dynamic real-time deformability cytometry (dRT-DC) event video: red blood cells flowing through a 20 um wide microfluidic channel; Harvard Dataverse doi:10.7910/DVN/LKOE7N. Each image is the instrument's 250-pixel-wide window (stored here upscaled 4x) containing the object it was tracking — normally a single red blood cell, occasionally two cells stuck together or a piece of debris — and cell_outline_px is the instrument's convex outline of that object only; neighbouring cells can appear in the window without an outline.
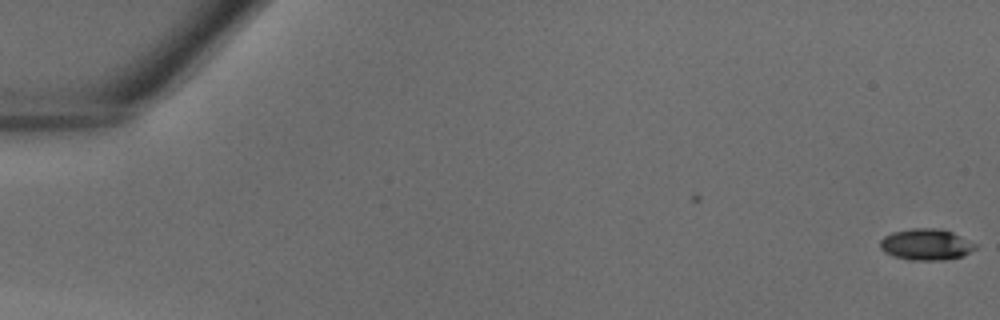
{"species": "common noctule bat (a hibernating species)", "species_latin": "Nyctalus noctula", "temperature_condition": "warm", "stored_images_in_passage": 4, "camera_frame_rate_fps": 3000, "um_per_image_px": 0.085, "animal": {"sex": "male", "body_mass_g": 18.8}, "frame": {"image": 1, "passage_image": 4, "time_ms": 1.0, "image_size_px": [1000, 320], "cell_outline_px": [[976, 248], [964, 256], [944, 260], [908, 260], [884, 252], [880, 248], [880, 240], [884, 236], [892, 232], [912, 228], [940, 228], [952, 232], [976, 244]], "centroid_in_image_um": [78.71, 20.78], "position_along_channel_um": 6.3, "area_um2": 17.4}}